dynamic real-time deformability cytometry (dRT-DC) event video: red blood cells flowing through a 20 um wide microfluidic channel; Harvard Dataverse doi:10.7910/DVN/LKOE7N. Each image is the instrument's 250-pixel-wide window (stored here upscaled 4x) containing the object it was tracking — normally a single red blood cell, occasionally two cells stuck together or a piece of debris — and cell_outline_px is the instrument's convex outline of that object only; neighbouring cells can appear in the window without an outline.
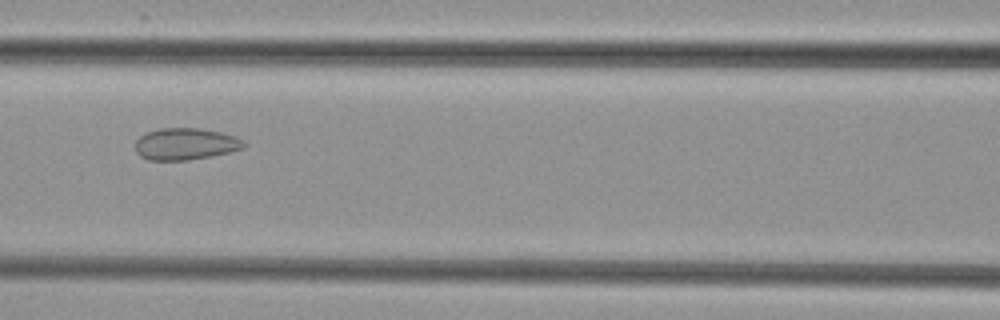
{"species": "common noctule bat (a hibernating species)", "species_latin": "Nyctalus noctula", "temperature_condition": "cold", "stored_images_in_passage": 5, "camera_frame_rate_fps": 3000, "um_per_image_px": 0.085, "animal": {"sex": "female", "body_mass_g": 29.2, "forearm_length_mm": 56.3}, "frame": {"image": 1, "passage_image": 3, "time_ms": 2.333, "image_size_px": [1000, 320], "cell_outline_px": [[248, 144], [244, 148], [228, 152], [188, 160], [148, 160], [140, 156], [136, 152], [136, 140], [140, 136], [148, 132], [160, 128], [200, 128], [220, 132], [236, 136], [244, 140]], "centroid_in_image_um": [15.78, 12.23], "position_along_channel_um": 150.8, "area_um2": 20.11}}
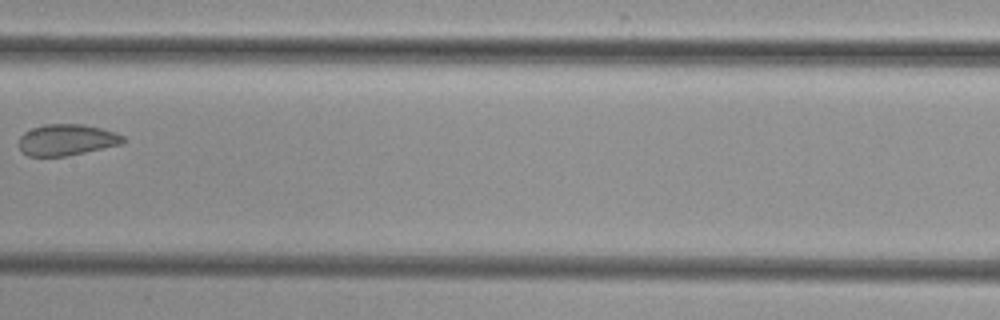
{"frame": {"image": 2, "passage_image": 4, "time_ms": 3.667, "image_size_px": [1000, 320], "cell_outline_px": [[124, 140], [120, 144], [68, 156], [28, 156], [20, 152], [20, 136], [24, 132], [32, 128], [44, 124], [84, 124], [116, 132], [124, 136]], "centroid_in_image_um": [5.64, 11.88], "position_along_channel_um": 201.8, "area_um2": 18.96}}
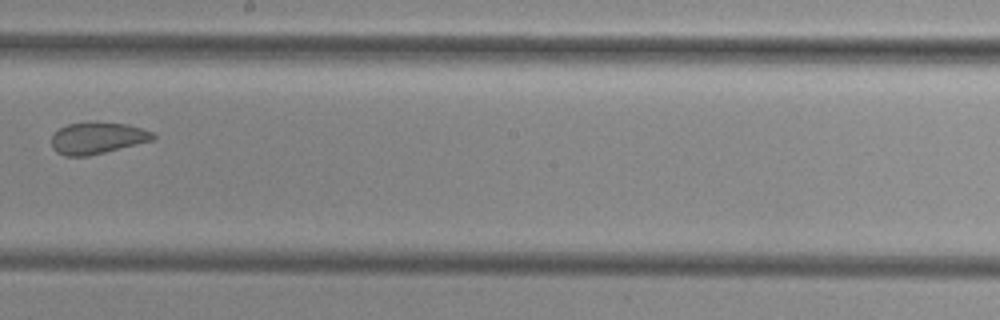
{"frame": {"image": 3, "passage_image": 5, "time_ms": 4.667, "image_size_px": [1000, 320], "cell_outline_px": [[156, 140], [88, 156], [64, 156], [56, 152], [52, 148], [52, 132], [68, 124], [96, 120], [128, 124], [152, 132], [156, 136]], "centroid_in_image_um": [8.28, 11.71], "position_along_channel_um": 239.9, "area_um2": 19.25}}